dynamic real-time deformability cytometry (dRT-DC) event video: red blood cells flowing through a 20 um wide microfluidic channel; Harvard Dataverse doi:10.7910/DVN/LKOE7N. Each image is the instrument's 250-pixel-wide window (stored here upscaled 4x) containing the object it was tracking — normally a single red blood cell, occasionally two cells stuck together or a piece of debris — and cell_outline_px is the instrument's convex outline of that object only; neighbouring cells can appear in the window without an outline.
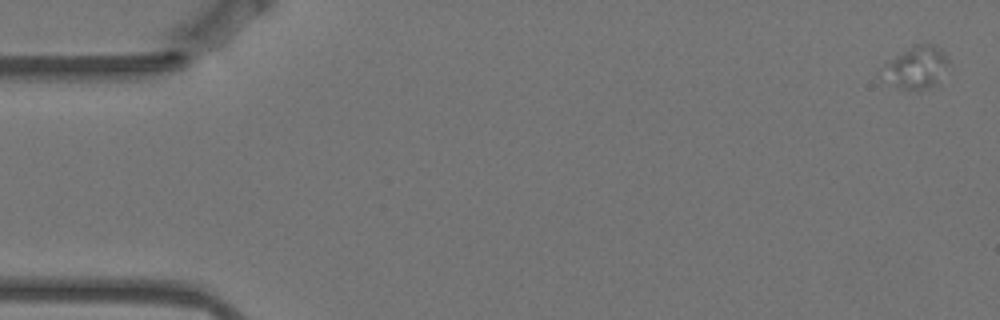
{"species": "Egyptian fruit bat (a non-hibernating species)", "species_latin": "Rousettus aegyptiacus", "temperature_condition": "warm", "stored_images_in_passage": 6, "camera_frame_rate_fps": 3000, "um_per_image_px": 0.085, "animal": {"sex": "female"}, "frame": {"image": 1, "passage_image": 1, "time_ms": 0.0, "image_size_px": [1000, 320], "cell_outline_px": [[948, 64], [936, 80], [928, 88], [904, 88], [896, 84], [884, 68], [884, 64], [896, 56], [916, 44], [924, 40], [940, 48], [944, 52], [948, 60]], "centroid_in_image_um": [77.98, 5.61], "position_along_channel_um": 7.0, "area_um2": 14.91}}
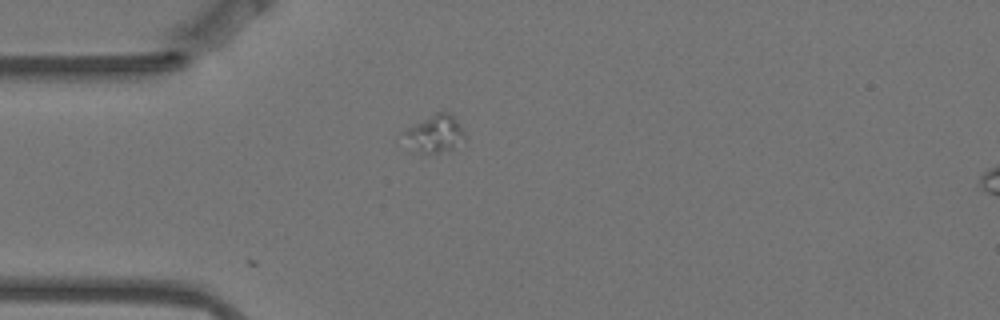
{"frame": {"image": 2, "passage_image": 5, "time_ms": 1.333, "image_size_px": [1000, 320], "cell_outline_px": [[464, 136], [452, 148], [440, 152], [420, 152], [400, 132], [436, 112], [448, 112], [452, 116], [464, 132]], "centroid_in_image_um": [36.95, 11.32], "position_along_channel_um": 48.1, "area_um2": 12.31}}